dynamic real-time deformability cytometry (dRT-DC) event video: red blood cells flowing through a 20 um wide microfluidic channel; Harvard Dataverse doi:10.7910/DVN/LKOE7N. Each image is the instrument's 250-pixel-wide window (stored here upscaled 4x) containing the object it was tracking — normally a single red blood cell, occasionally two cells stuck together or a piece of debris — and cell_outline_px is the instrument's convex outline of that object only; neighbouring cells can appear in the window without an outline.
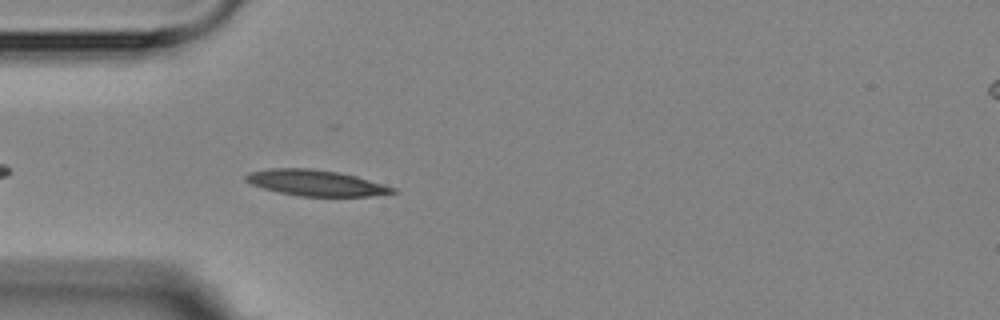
{"species": "Egyptian fruit bat (a non-hibernating species)", "species_latin": "Rousettus aegyptiacus", "temperature_condition": "room temperature", "stored_images_in_passage": 6, "segment_of_instrument_passage": [1, 2], "camera_frame_rate_fps": 3000, "um_per_image_px": 0.085, "animal": {"sex": "female"}, "frame": {"image": 1, "passage_image": 5, "time_ms": 5.0, "image_size_px": [1000, 320], "cell_outline_px": [[400, 192], [368, 196], [300, 196], [280, 192], [264, 188], [252, 184], [244, 180], [244, 176], [248, 172], [272, 168], [312, 168], [336, 172], [356, 176], [396, 188]], "centroid_in_image_um": [26.85, 15.54], "position_along_channel_um": 58.2, "area_um2": 22.02}}